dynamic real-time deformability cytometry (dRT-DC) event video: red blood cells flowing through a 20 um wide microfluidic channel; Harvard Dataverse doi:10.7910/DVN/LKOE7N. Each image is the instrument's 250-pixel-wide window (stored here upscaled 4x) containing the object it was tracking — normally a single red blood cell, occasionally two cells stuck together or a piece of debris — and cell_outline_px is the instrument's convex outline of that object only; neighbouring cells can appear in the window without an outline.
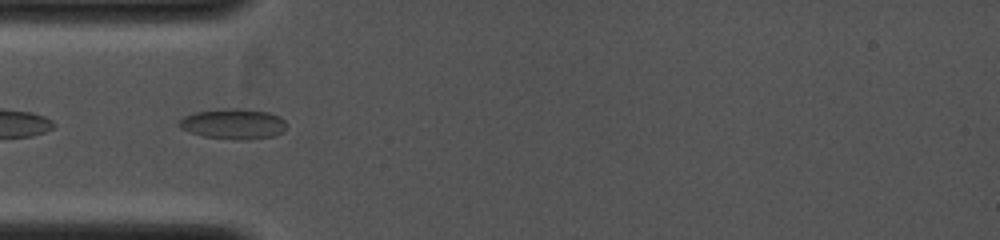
{"species": "common noctule bat (a hibernating species)", "species_latin": "Nyctalus noctula", "temperature_condition": "cold", "stored_images_in_passage": 3, "camera_frame_rate_fps": 4000, "um_per_image_px": 0.085, "animal": {"sex": "female", "body_mass_g": 19.0, "forearm_length_mm": 53.3}, "frame": {"image": 1, "passage_image": 2, "time_ms": 0.5, "image_size_px": [1000, 240], "cell_outline_px": [[288, 128], [284, 132], [272, 136], [204, 136], [180, 128], [176, 124], [184, 116], [192, 112], [232, 108], [268, 112], [280, 116], [288, 124]], "centroid_in_image_um": [19.84, 10.46], "position_along_channel_um": 65.2, "area_um2": 17.98}}